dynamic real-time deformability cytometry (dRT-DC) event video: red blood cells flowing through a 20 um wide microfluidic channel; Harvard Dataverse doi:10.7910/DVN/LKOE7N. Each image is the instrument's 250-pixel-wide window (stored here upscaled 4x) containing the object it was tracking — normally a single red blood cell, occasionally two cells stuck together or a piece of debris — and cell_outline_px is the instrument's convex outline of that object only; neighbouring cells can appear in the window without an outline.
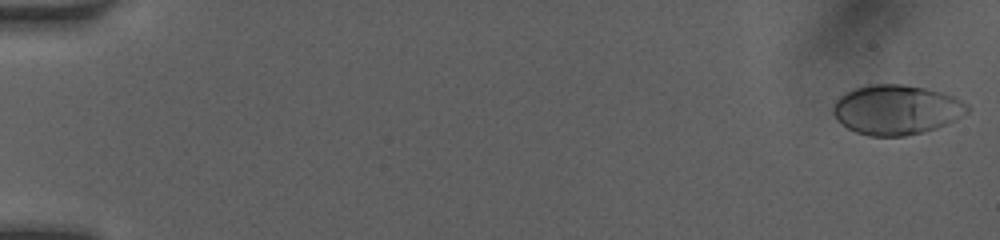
{"species": "human", "species_latin": "Homo sapiens", "temperature_condition": "room temperature", "stored_images_in_passage": 50, "camera_frame_rate_fps": 3000, "um_per_image_px": 0.085, "donor": {"sex": "female"}, "frame": {"image": 1, "passage_image": 1, "time_ms": 0.0, "image_size_px": [1000, 240], "cell_outline_px": [[972, 108], [968, 112], [956, 120], [936, 128], [924, 132], [904, 136], [872, 136], [856, 132], [848, 128], [836, 120], [832, 112], [832, 104], [844, 92], [852, 88], [872, 84], [900, 84], [924, 88], [944, 92], [968, 104]], "centroid_in_image_um": [76.18, 9.32], "position_along_channel_um": 8.8, "area_um2": 39.25}}
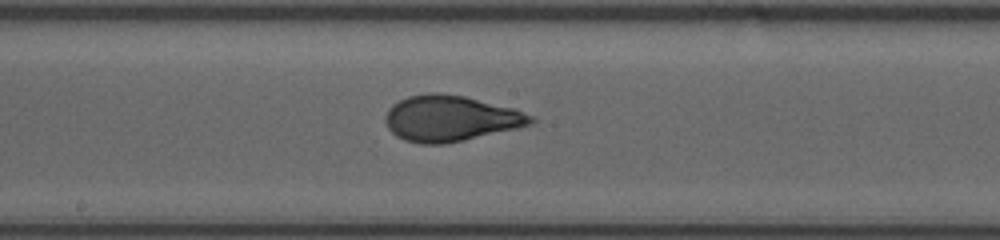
{"frame": {"image": 2, "passage_image": 28, "time_ms": 9.0, "image_size_px": [1000, 240], "cell_outline_px": [[536, 120], [532, 124], [516, 128], [464, 140], [444, 144], [420, 144], [404, 140], [396, 136], [388, 128], [384, 120], [384, 116], [388, 108], [392, 104], [408, 96], [428, 92], [440, 92], [464, 96], [512, 108], [532, 116]], "centroid_in_image_um": [38.23, 10.06], "position_along_channel_um": 210.0, "area_um2": 38.84}}
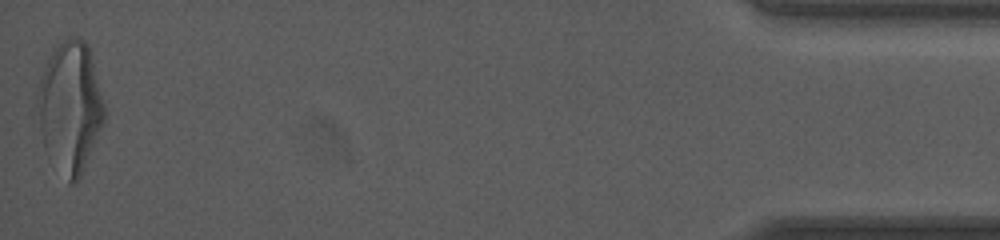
{"frame": {"image": 3, "passage_image": 50, "time_ms": 16.333, "image_size_px": [1000, 240], "cell_outline_px": [[104, 120], [80, 176], [72, 184], [68, 180], [44, 148], [40, 128], [36, 100], [40, 76], [52, 52], [64, 40], [72, 36], [84, 40], [88, 44], [92, 56], [104, 104]], "centroid_in_image_um": [5.95, 9.04], "position_along_channel_um": 429.2, "area_um2": 49.88}, "authors_computed_cell_mechanics": {"area_um2": 37.6856, "velocity_mm_per_s": 4.144, "shape_relaxation_time_tau1_ms": 3.9023, "shape_relaxation_time_tau2_ms": null, "deformation_change_tau1": 0.1904, "deformation_change_tau2": null}}